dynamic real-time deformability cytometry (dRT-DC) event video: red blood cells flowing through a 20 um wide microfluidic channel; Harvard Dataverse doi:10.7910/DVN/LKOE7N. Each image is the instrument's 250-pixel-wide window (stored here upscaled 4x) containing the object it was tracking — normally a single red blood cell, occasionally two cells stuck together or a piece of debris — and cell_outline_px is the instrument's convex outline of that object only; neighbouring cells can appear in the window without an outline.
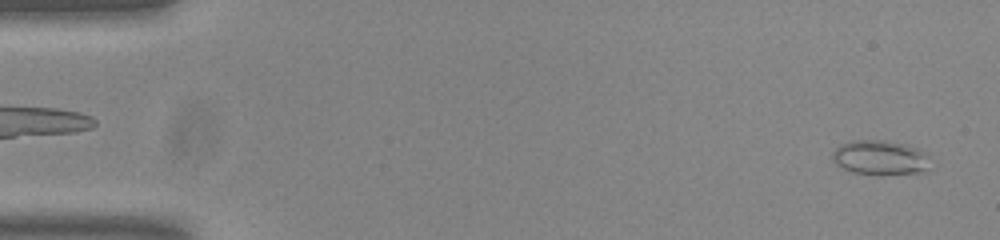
{"species": "common noctule bat (a hibernating species)", "species_latin": "Nyctalus noctula", "temperature_condition": "room temperature", "stored_images_in_passage": 54, "camera_frame_rate_fps": 3000, "um_per_image_px": 0.085, "animal": {"sex": "male", "body_mass_g": 20.0, "forearm_length_mm": 53.3}, "frame": {"image": 1, "passage_image": 2, "time_ms": 0.333, "image_size_px": [1000, 240], "cell_outline_px": [[928, 172], [880, 176], [876, 176], [852, 172], [836, 164], [832, 160], [832, 152], [840, 144], [852, 140], [884, 140], [904, 144], [916, 148], [924, 156], [928, 168]], "centroid_in_image_um": [74.74, 13.43], "position_along_channel_um": 10.3, "area_um2": 19.83}}
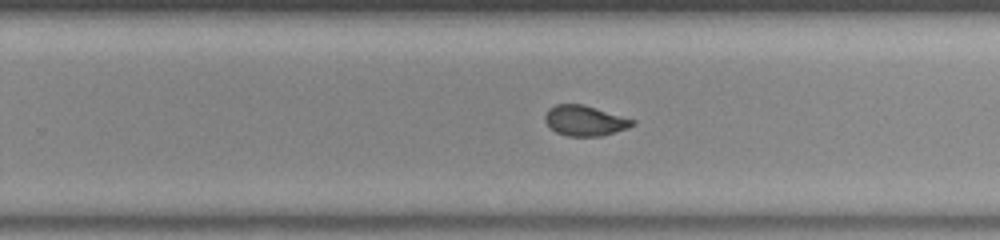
{"frame": {"image": 2, "passage_image": 34, "time_ms": 11.0, "image_size_px": [1000, 240], "cell_outline_px": [[636, 124], [628, 128], [600, 136], [568, 136], [556, 132], [544, 120], [544, 116], [548, 108], [556, 104], [584, 104], [636, 120]], "centroid_in_image_um": [49.72, 10.24], "position_along_channel_um": 280.1, "area_um2": 15.49}}
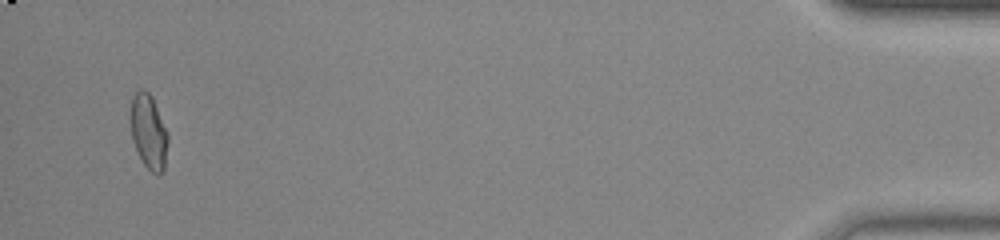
{"frame": {"image": 3, "passage_image": 52, "time_ms": 17.0, "image_size_px": [1000, 240], "cell_outline_px": [[168, 140], [164, 168], [156, 176], [144, 164], [132, 140], [132, 96], [140, 88], [144, 88], [152, 96], [168, 132]], "centroid_in_image_um": [12.66, 11.17], "position_along_channel_um": 422.5, "area_um2": 15.95}, "authors_computed_cell_mechanics": {"area_um2": 15.9528, "velocity_mm_per_s": 3.7653, "shape_relaxation_time_tau1_ms": 5.665, "shape_relaxation_time_tau2_ms": 1.0275, "deformation_change_tau1": 0.1526, "deformation_change_tau2": 0.0603}}